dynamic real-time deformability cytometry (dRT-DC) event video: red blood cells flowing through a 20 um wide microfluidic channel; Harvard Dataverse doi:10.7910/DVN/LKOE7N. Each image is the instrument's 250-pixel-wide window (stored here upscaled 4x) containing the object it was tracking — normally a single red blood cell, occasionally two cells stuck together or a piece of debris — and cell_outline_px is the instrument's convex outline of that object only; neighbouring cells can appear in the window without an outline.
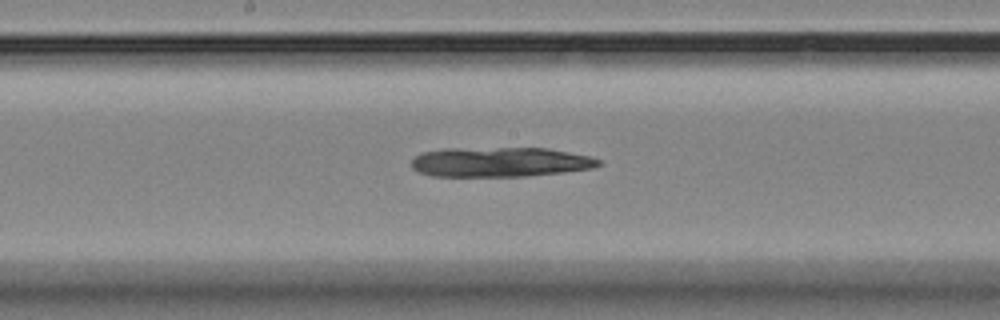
{"species": "Egyptian fruit bat (a non-hibernating species)", "species_latin": "Rousettus aegyptiacus", "temperature_condition": "room temperature", "stored_images_in_passage": 10, "segment_of_instrument_passage": [2, 2], "camera_frame_rate_fps": 3000, "um_per_image_px": 0.085, "animal": {"sex": "female"}, "frame": {"image": 1, "passage_image": 10, "time_ms": 12.333, "image_size_px": [1000, 320], "cell_outline_px": [[604, 164], [592, 168], [528, 176], [432, 176], [420, 172], [412, 168], [412, 160], [416, 156], [424, 152], [444, 148], [548, 148], [592, 156], [600, 160]], "centroid_in_image_um": [42.54, 13.76], "position_along_channel_um": 205.7, "area_um2": 32.43}}